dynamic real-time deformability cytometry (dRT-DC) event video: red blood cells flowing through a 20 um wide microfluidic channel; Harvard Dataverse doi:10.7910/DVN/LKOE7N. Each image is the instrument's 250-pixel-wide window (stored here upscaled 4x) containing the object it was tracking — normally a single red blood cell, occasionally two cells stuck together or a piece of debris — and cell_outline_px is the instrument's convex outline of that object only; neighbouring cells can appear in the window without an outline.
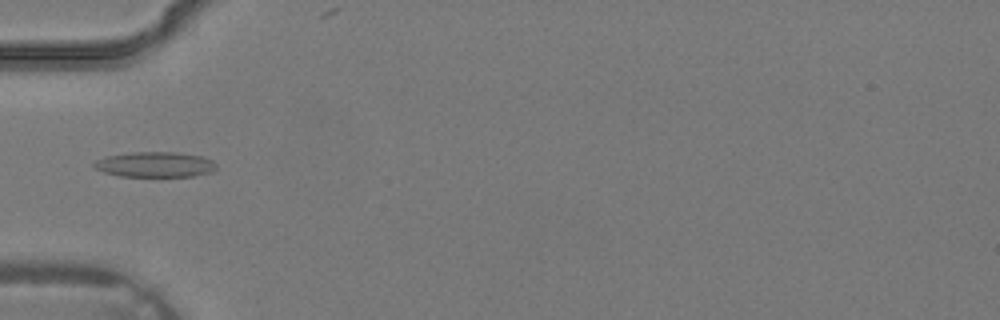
{"species": "common noctule bat (a hibernating species)", "species_latin": "Nyctalus noctula", "temperature_condition": "warm", "stored_images_in_passage": 4, "camera_frame_rate_fps": 3000, "um_per_image_px": 0.085, "animal": {"sex": "male", "body_mass_g": 19.2, "forearm_length_mm": 51.8}, "frame": {"image": 1, "passage_image": 4, "time_ms": 1.0, "image_size_px": [1000, 320], "cell_outline_px": [[216, 172], [192, 176], [120, 176], [104, 172], [96, 168], [92, 164], [96, 160], [104, 156], [132, 152], [176, 152], [200, 156], [212, 160], [216, 164]], "centroid_in_image_um": [13.2, 13.98], "position_along_channel_um": 71.8, "area_um2": 18.09}}